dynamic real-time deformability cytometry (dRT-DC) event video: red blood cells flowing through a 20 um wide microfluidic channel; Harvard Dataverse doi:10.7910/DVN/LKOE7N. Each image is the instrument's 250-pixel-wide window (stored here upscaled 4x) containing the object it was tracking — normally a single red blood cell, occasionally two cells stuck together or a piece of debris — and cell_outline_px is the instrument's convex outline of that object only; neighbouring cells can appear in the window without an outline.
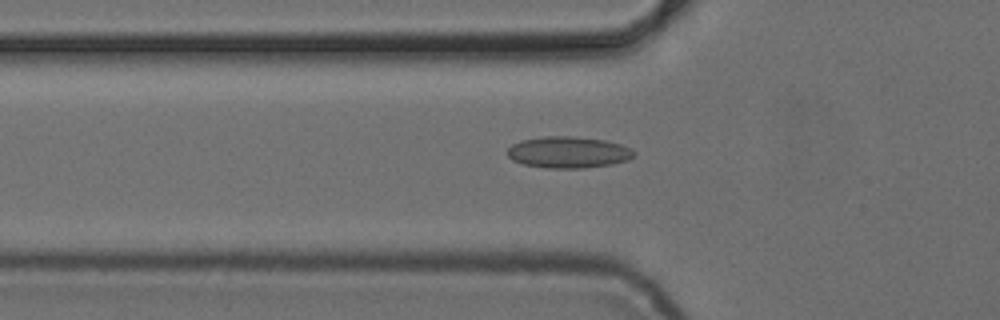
{"species": "common noctule bat (a hibernating species)", "species_latin": "Nyctalus noctula", "temperature_condition": "cold", "stored_images_in_passage": 22, "camera_frame_rate_fps": 3000, "um_per_image_px": 0.085, "animal": {"sex": "female", "body_mass_g": 24.6, "forearm_length_mm": 56.2}, "frame": {"image": 1, "passage_image": 4, "time_ms": 1.0, "image_size_px": [1000, 320], "cell_outline_px": [[636, 152], [628, 160], [612, 164], [584, 168], [548, 168], [524, 164], [512, 160], [508, 156], [508, 148], [512, 144], [520, 140], [544, 136], [572, 136], [604, 140], [620, 144]], "centroid_in_image_um": [48.28, 12.94], "position_along_channel_um": 77.5, "area_um2": 23.12}}
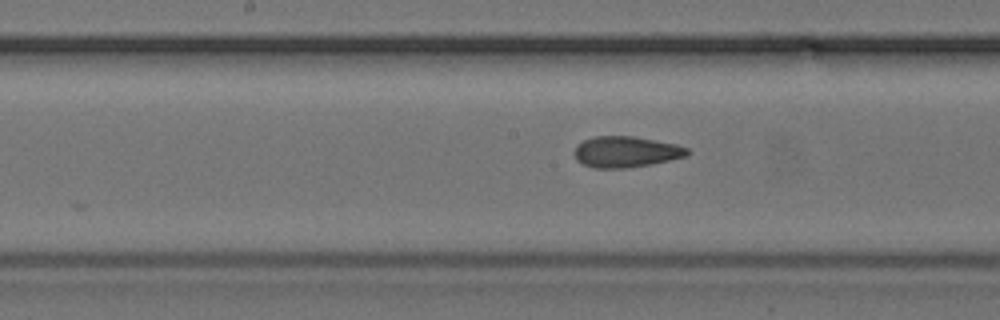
{"frame": {"image": 2, "passage_image": 13, "time_ms": 4.0, "image_size_px": [1000, 320], "cell_outline_px": [[692, 152], [688, 156], [652, 164], [628, 168], [592, 168], [576, 160], [572, 152], [576, 144], [584, 140], [596, 136], [632, 136], [656, 140], [676, 144], [688, 148]], "centroid_in_image_um": [53.2, 12.91], "position_along_channel_um": 195.0, "area_um2": 20.75}}
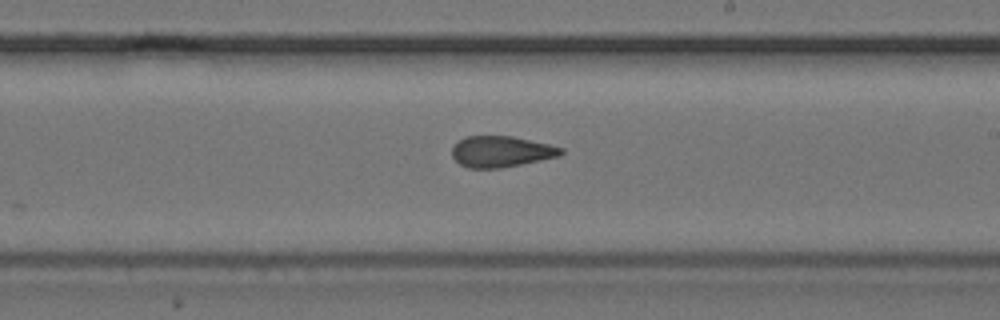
{"frame": {"image": 3, "passage_image": 17, "time_ms": 5.333, "image_size_px": [1000, 320], "cell_outline_px": [[564, 152], [560, 156], [500, 168], [468, 168], [460, 164], [452, 156], [452, 148], [464, 136], [512, 136], [548, 144], [564, 148]], "centroid_in_image_um": [42.6, 12.88], "position_along_channel_um": 246.4, "area_um2": 19.59}}